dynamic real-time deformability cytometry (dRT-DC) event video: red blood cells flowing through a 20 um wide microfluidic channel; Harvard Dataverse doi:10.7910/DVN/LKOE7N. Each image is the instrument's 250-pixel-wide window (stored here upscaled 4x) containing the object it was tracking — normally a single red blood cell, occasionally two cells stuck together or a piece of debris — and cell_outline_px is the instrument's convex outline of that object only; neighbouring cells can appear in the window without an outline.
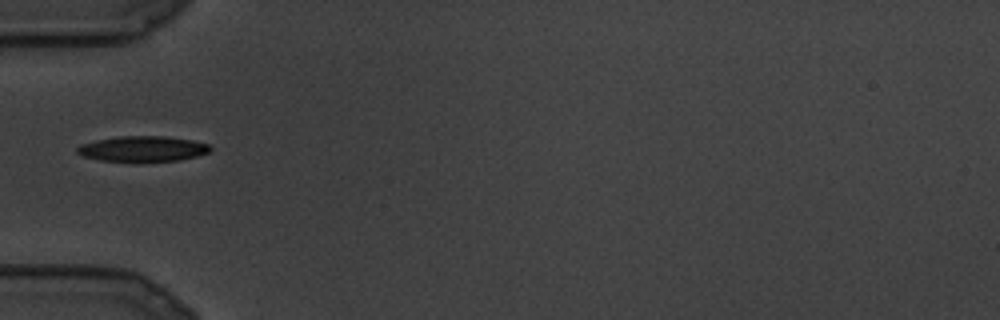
{"species": "common noctule bat (a hibernating species)", "species_latin": "Nyctalus noctula", "temperature_condition": "cold", "stored_images_in_passage": 9, "camera_frame_rate_fps": 3000, "um_per_image_px": 0.085, "animal": {"sex": "male", "body_mass_g": 19.5, "forearm_length_mm": 54.6}, "frame": {"image": 1, "passage_image": 1, "time_ms": 0.0, "image_size_px": [1000, 320], "cell_outline_px": [[212, 148], [208, 152], [196, 156], [180, 160], [100, 160], [84, 156], [76, 152], [76, 148], [80, 144], [96, 140], [120, 136], [164, 136], [192, 140], [208, 144]], "centroid_in_image_um": [12.12, 12.62], "position_along_channel_um": 72.9, "area_um2": 19.25}}
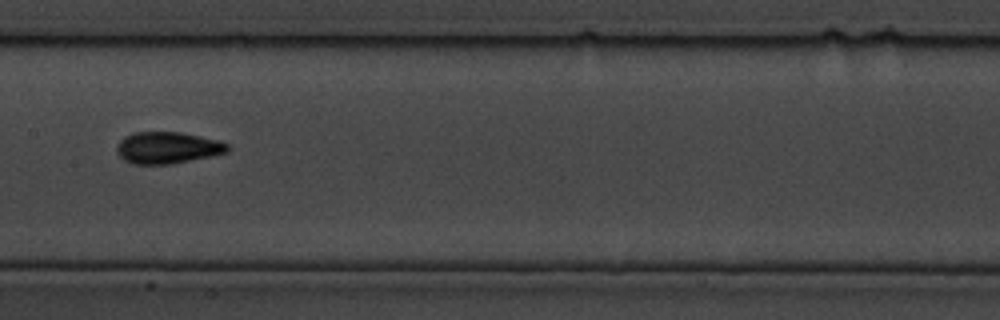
{"frame": {"image": 2, "passage_image": 6, "time_ms": 1.667, "image_size_px": [1000, 320], "cell_outline_px": [[232, 148], [228, 152], [212, 156], [172, 164], [132, 164], [124, 160], [116, 152], [116, 148], [120, 140], [124, 136], [132, 132], [180, 132], [220, 140], [228, 144]], "centroid_in_image_um": [14.26, 12.56], "position_along_channel_um": 193.1, "area_um2": 20.75}}
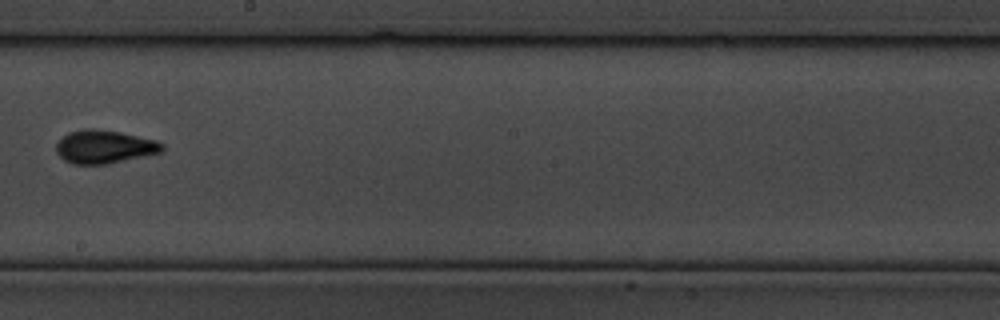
{"frame": {"image": 3, "passage_image": 8, "time_ms": 2.333, "image_size_px": [1000, 320], "cell_outline_px": [[164, 148], [160, 152], [108, 164], [72, 164], [64, 160], [56, 152], [56, 144], [68, 132], [88, 128], [92, 128], [120, 132], [156, 140], [164, 144]], "centroid_in_image_um": [8.86, 12.47], "position_along_channel_um": 239.3, "area_um2": 20.4}}